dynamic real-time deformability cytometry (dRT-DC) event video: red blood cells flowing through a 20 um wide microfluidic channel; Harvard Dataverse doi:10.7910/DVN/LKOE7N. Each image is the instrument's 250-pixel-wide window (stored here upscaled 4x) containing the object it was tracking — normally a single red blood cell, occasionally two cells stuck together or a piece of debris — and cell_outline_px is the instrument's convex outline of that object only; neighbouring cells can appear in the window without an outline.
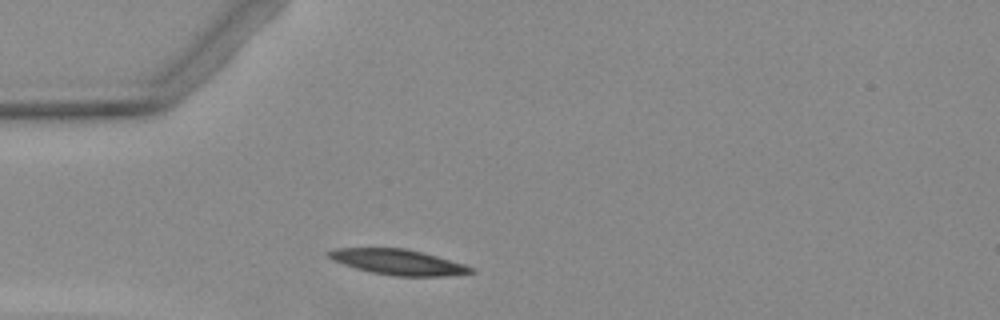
{"species": "Egyptian fruit bat (a non-hibernating species)", "species_latin": "Rousettus aegyptiacus", "temperature_condition": "warm", "stored_images_in_passage": 1, "camera_frame_rate_fps": 3000, "um_per_image_px": 0.085, "animal": {"sex": "female"}, "frame": {"image": 1, "passage_image": 1, "time_ms": 0.0, "image_size_px": [1000, 320], "cell_outline_px": [[476, 272], [444, 276], [396, 276], [372, 272], [356, 268], [332, 260], [328, 256], [328, 252], [336, 248], [404, 248], [436, 256], [464, 264], [476, 268]], "centroid_in_image_um": [33.87, 22.28], "position_along_channel_um": 51.1, "area_um2": 20.81}}